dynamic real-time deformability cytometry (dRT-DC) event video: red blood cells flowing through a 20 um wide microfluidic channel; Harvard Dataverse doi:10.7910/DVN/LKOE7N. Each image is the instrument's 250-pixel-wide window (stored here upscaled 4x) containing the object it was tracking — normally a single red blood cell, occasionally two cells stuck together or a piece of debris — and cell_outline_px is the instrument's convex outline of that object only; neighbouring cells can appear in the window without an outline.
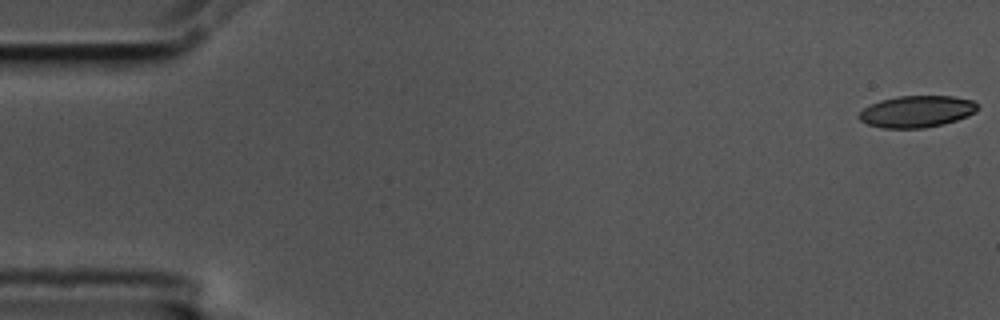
{"species": "common noctule bat (a hibernating species)", "species_latin": "Nyctalus noctula", "temperature_condition": "cold", "stored_images_in_passage": 57, "camera_frame_rate_fps": 3000, "um_per_image_px": 0.085, "animal": {"sex": "male", "body_mass_g": 17.5, "forearm_length_mm": 52.3}, "frame": {"image": 1, "passage_image": 1, "time_ms": 0.0, "image_size_px": [1000, 320], "cell_outline_px": [[980, 108], [976, 112], [968, 116], [944, 124], [924, 128], [884, 128], [868, 124], [860, 120], [856, 116], [864, 108], [880, 100], [900, 96], [952, 96], [972, 100]], "centroid_in_image_um": [77.94, 9.48], "position_along_channel_um": 7.1, "area_um2": 21.91}}
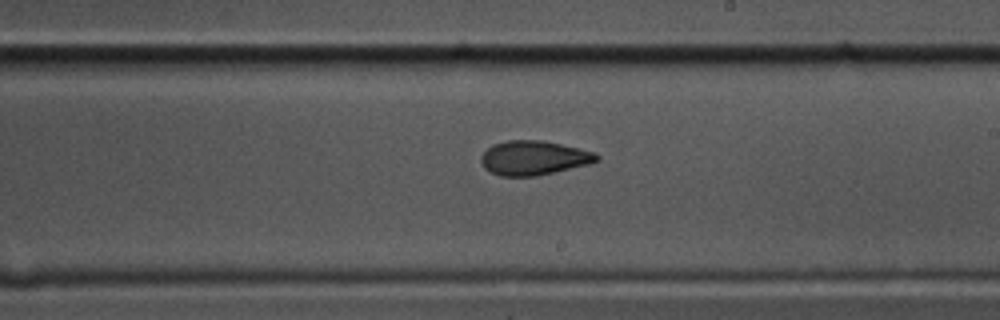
{"frame": {"image": 2, "passage_image": 33, "time_ms": 10.667, "image_size_px": [1000, 320], "cell_outline_px": [[600, 160], [588, 164], [556, 172], [536, 176], [500, 176], [484, 168], [480, 160], [480, 156], [492, 144], [508, 140], [544, 140], [596, 152], [600, 156]], "centroid_in_image_um": [45.38, 13.42], "position_along_channel_um": 243.6, "area_um2": 23.29}}
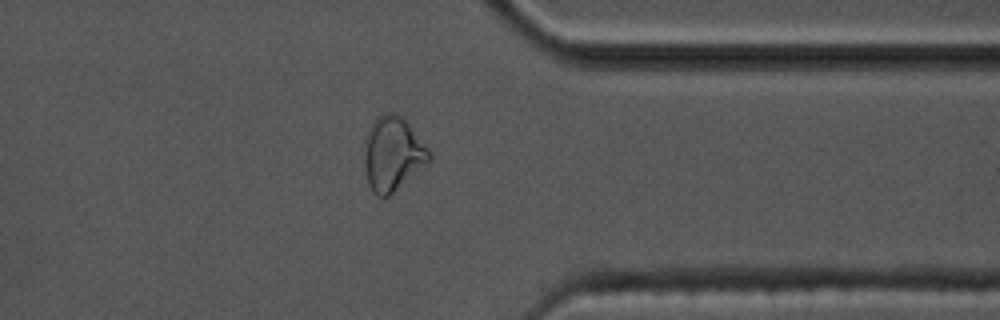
{"frame": {"image": 3, "passage_image": 45, "time_ms": 14.667, "image_size_px": [1000, 320], "cell_outline_px": [[432, 160], [428, 164], [388, 196], [376, 196], [372, 192], [368, 184], [364, 168], [364, 152], [368, 132], [376, 116], [388, 112], [396, 112], [408, 124], [432, 152]], "centroid_in_image_um": [33.39, 13.09], "position_along_channel_um": 378.0, "area_um2": 28.03}, "authors_computed_cell_mechanics": {"area_um2": 23.5246, "velocity_mm_per_s": 3.5219, "shape_relaxation_time_tau1_ms": 5.2357, "shape_relaxation_time_tau2_ms": 2.3336, "deformation_change_tau1": 0.1617, "deformation_change_tau2": 0.089}}